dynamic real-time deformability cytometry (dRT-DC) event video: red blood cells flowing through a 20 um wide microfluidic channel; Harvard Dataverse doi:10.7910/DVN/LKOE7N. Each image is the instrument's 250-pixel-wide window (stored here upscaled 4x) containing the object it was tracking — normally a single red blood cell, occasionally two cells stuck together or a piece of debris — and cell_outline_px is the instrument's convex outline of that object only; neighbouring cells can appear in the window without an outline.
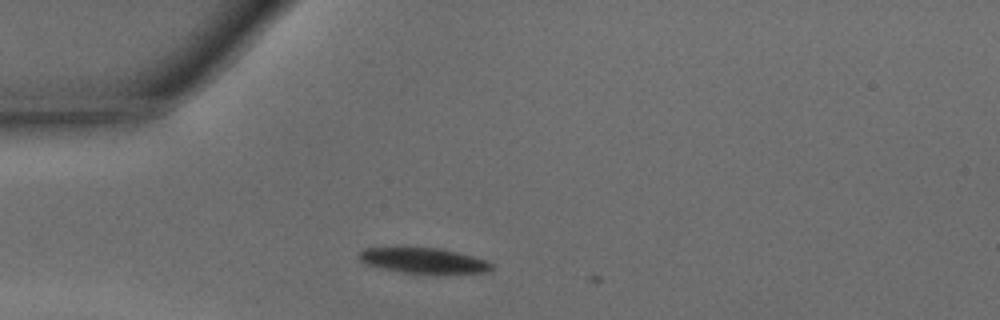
{"species": "common noctule bat (a hibernating species)", "species_latin": "Nyctalus noctula", "temperature_condition": "warm", "stored_images_in_passage": 7, "camera_frame_rate_fps": 3000, "um_per_image_px": 0.085, "animal": {"sex": "male", "body_mass_g": 15.6}, "frame": {"image": 1, "passage_image": 6, "time_ms": 1.667, "image_size_px": [1000, 320], "cell_outline_px": [[492, 268], [488, 272], [400, 272], [380, 268], [368, 264], [360, 260], [356, 256], [364, 248], [444, 248], [472, 256], [484, 260], [492, 264]], "centroid_in_image_um": [35.95, 22.12], "position_along_channel_um": 49.1, "area_um2": 19.02}}